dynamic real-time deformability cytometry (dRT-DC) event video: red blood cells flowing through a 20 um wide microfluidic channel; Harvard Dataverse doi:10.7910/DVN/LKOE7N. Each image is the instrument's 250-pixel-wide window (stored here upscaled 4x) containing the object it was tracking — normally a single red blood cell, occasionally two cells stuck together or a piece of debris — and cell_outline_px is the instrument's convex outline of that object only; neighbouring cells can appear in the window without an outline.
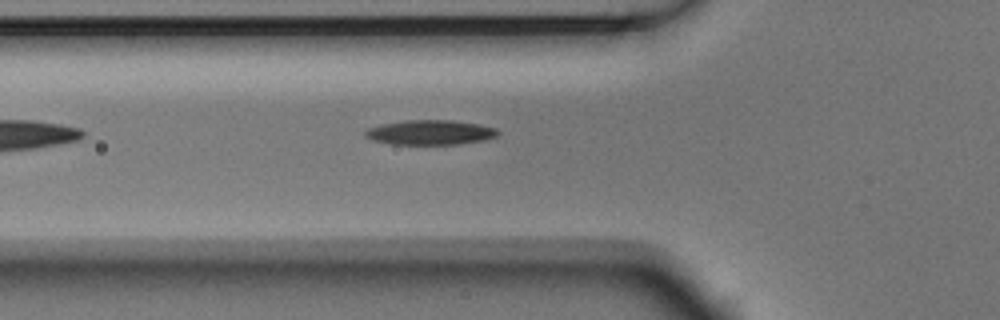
{"species": "Egyptian fruit bat (a non-hibernating species)", "species_latin": "Rousettus aegyptiacus", "temperature_condition": "room temperature", "stored_images_in_passage": 6, "camera_frame_rate_fps": 3000, "um_per_image_px": 0.085, "animal": {"sex": "male"}, "frame": {"image": 1, "passage_image": 6, "time_ms": 1.667, "image_size_px": [1000, 320], "cell_outline_px": [[500, 132], [496, 136], [480, 140], [456, 144], [392, 144], [372, 140], [364, 136], [364, 132], [368, 128], [380, 124], [404, 120], [452, 120], [480, 124], [496, 128]], "centroid_in_image_um": [36.52, 11.24], "position_along_channel_um": 89.3, "area_um2": 19.07}}